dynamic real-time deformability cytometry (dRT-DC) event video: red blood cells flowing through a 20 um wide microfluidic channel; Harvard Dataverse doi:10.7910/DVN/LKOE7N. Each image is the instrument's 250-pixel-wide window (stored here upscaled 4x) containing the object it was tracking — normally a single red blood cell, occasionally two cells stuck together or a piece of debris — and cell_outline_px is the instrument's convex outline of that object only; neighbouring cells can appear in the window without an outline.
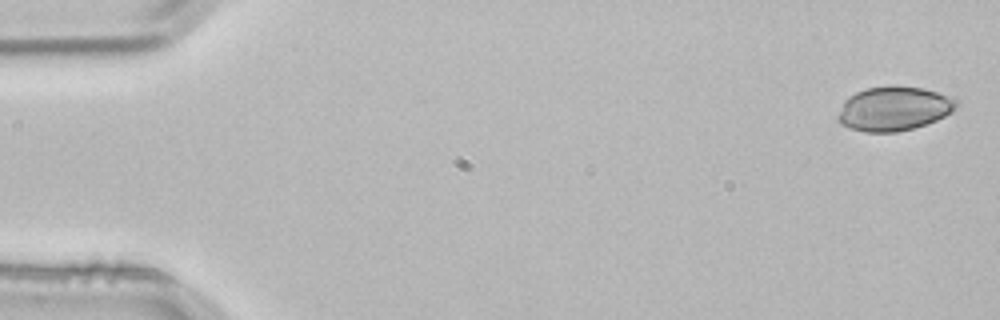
{"species": "common noctule bat (a hibernating species)", "species_latin": "Nyctalus noctula", "temperature_condition": "room temperature", "stored_images_in_passage": 4, "camera_frame_rate_fps": 3000, "um_per_image_px": 0.085, "animal": {"sex": "male", "body_mass_g": 21.5, "forearm_length_mm": 52.0}, "frame": {"image": 1, "passage_image": 1, "time_ms": 0.0, "image_size_px": [1000, 320], "cell_outline_px": [[960, 100], [956, 108], [952, 112], [936, 120], [912, 128], [896, 132], [864, 132], [840, 124], [836, 120], [836, 116], [844, 100], [848, 96], [856, 92], [868, 88], [896, 84], [924, 88], [952, 96]], "centroid_in_image_um": [75.99, 9.21], "position_along_channel_um": 9.0, "area_um2": 30.98}}
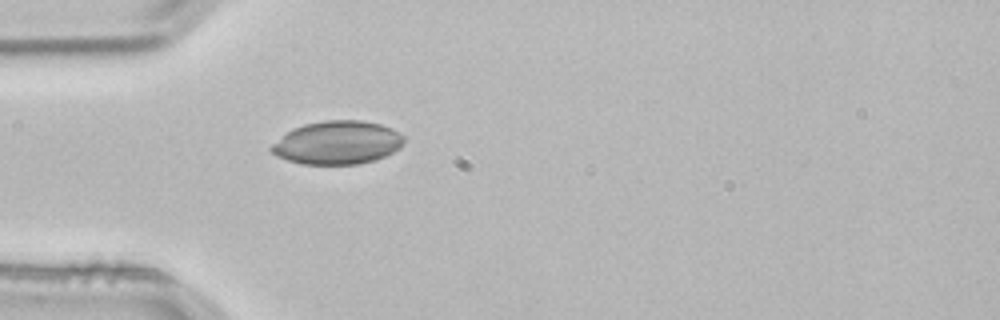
{"frame": {"image": 2, "passage_image": 4, "time_ms": 1.0, "image_size_px": [1000, 320], "cell_outline_px": [[404, 144], [400, 148], [376, 160], [360, 164], [300, 164], [276, 156], [268, 148], [272, 144], [292, 128], [304, 124], [324, 120], [364, 120], [380, 124], [392, 128], [404, 136]], "centroid_in_image_um": [28.68, 12.12], "position_along_channel_um": 56.3, "area_um2": 33.7}}